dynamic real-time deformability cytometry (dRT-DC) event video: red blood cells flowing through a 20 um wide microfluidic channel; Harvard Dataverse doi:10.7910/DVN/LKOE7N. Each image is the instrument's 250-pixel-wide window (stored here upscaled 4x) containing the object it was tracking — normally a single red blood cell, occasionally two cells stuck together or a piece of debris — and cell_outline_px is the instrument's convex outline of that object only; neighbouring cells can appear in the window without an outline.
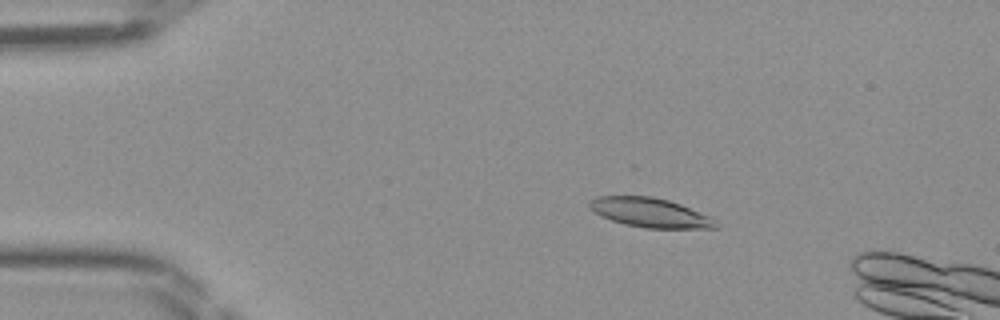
{"species": "Egyptian fruit bat (a non-hibernating species)", "species_latin": "Rousettus aegyptiacus", "temperature_condition": "room temperature", "stored_images_in_passage": 12, "camera_frame_rate_fps": 3000, "um_per_image_px": 0.085, "frame": {"image": 1, "passage_image": 9, "time_ms": 2.667, "image_size_px": [1000, 320], "cell_outline_px": [[720, 228], [644, 228], [624, 224], [600, 216], [588, 208], [588, 200], [596, 196], [652, 196], [668, 200], [680, 204], [712, 216]], "centroid_in_image_um": [55.24, 18.07], "position_along_channel_um": 29.8, "area_um2": 21.85}}